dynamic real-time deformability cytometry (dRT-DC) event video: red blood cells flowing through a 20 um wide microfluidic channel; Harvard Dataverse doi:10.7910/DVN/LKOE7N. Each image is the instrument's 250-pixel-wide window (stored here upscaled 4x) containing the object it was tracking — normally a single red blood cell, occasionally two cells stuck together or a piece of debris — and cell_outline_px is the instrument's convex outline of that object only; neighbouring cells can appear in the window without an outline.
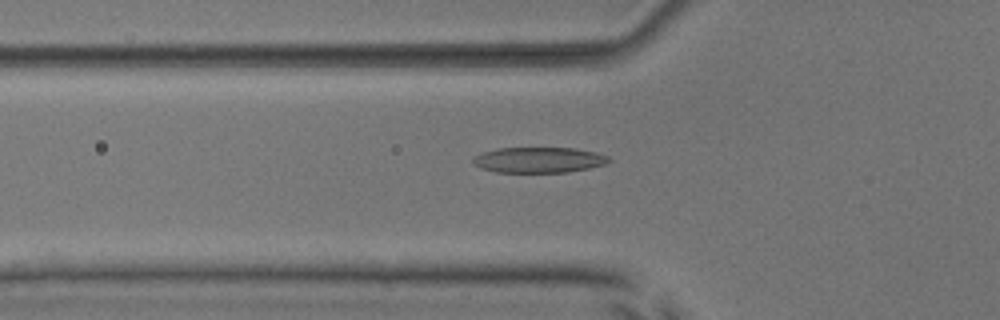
{"species": "common noctule bat (a hibernating species)", "species_latin": "Nyctalus noctula", "temperature_condition": "room temperature", "stored_images_in_passage": 52, "camera_frame_rate_fps": 3000, "um_per_image_px": 0.085, "animal": {"sex": "male", "body_mass_g": 17.9, "forearm_length_mm": 54.2}, "frame": {"image": 1, "passage_image": 17, "time_ms": 5.333, "image_size_px": [1000, 320], "cell_outline_px": [[612, 160], [604, 164], [588, 168], [568, 172], [496, 172], [480, 168], [472, 164], [472, 160], [476, 156], [484, 152], [496, 148], [576, 148], [596, 152], [608, 156]], "centroid_in_image_um": [45.79, 13.59], "position_along_channel_um": 80.0, "area_um2": 20.23}}
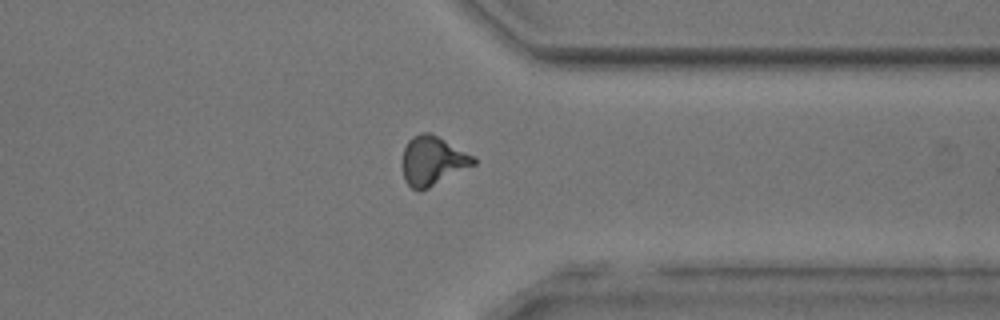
{"frame": {"image": 2, "passage_image": 40, "time_ms": 13.0, "image_size_px": [1000, 320], "cell_outline_px": [[476, 164], [420, 192], [412, 188], [404, 180], [400, 164], [404, 148], [408, 140], [412, 136], [420, 132], [428, 132], [476, 156]], "centroid_in_image_um": [36.74, 13.67], "position_along_channel_um": 374.7, "area_um2": 20.63}}
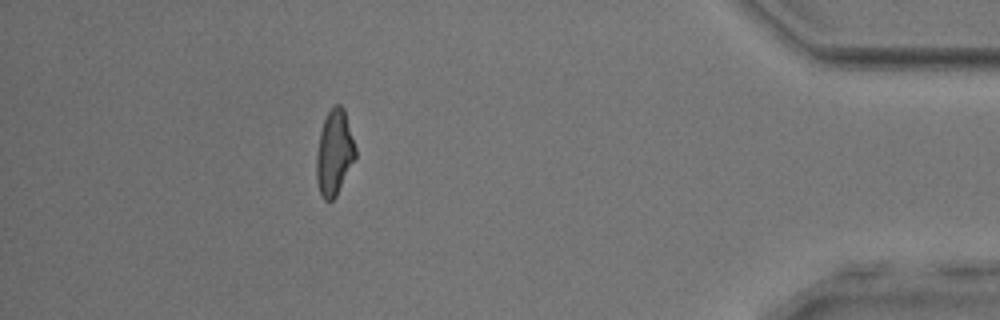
{"frame": {"image": 3, "passage_image": 46, "time_ms": 15.0, "image_size_px": [1000, 320], "cell_outline_px": [[356, 156], [336, 196], [332, 200], [324, 200], [320, 196], [316, 180], [316, 156], [320, 132], [324, 120], [328, 112], [336, 104], [340, 104], [344, 108], [356, 148]], "centroid_in_image_um": [28.41, 12.99], "position_along_channel_um": 406.8, "area_um2": 19.31}}